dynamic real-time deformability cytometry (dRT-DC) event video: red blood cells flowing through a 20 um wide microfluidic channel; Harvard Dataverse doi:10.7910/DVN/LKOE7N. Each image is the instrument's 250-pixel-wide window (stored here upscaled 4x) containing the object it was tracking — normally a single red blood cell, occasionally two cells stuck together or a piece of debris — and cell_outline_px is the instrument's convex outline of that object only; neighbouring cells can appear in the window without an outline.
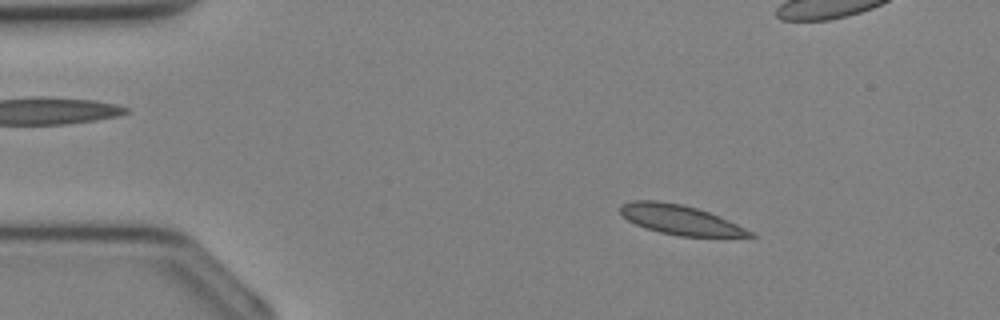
{"species": "Egyptian fruit bat (a non-hibernating species)", "species_latin": "Rousettus aegyptiacus", "temperature_condition": "cold", "stored_images_in_passage": 30, "camera_frame_rate_fps": 3000, "um_per_image_px": 0.085, "animal": {"sex": "female"}, "frame": {"image": 1, "passage_image": 5, "time_ms": 1.333, "image_size_px": [1000, 320], "cell_outline_px": [[756, 236], [680, 236], [660, 232], [644, 228], [628, 220], [620, 212], [620, 204], [632, 200], [656, 200], [680, 204], [696, 208], [720, 216], [752, 232]], "centroid_in_image_um": [57.75, 18.66], "position_along_channel_um": 27.3, "area_um2": 22.02}}
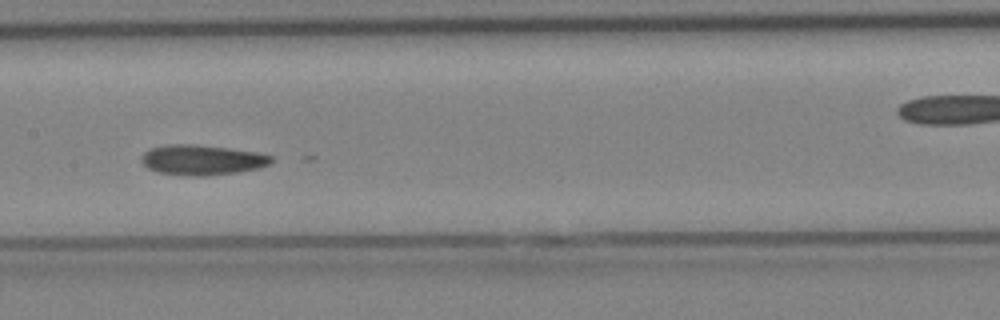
{"frame": {"image": 2, "passage_image": 17, "time_ms": 5.333, "image_size_px": [1000, 320], "cell_outline_px": [[272, 160], [268, 164], [260, 168], [236, 172], [204, 176], [188, 176], [160, 172], [148, 168], [140, 160], [140, 156], [144, 152], [152, 148], [168, 144], [192, 144], [228, 148], [256, 152], [272, 156]], "centroid_in_image_um": [17.15, 13.59], "position_along_channel_um": 190.3, "area_um2": 22.66}}
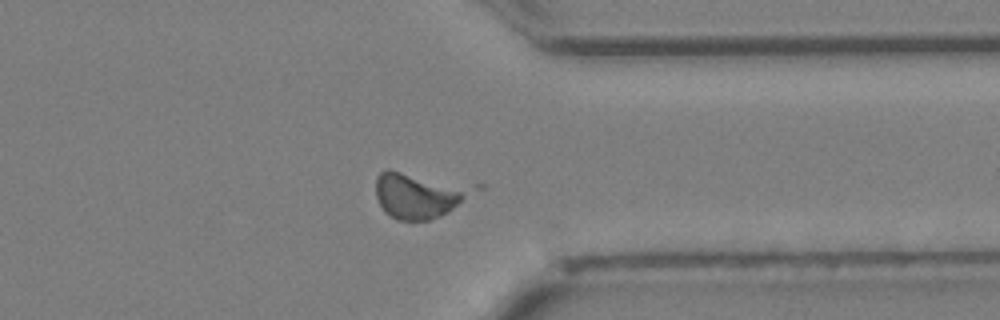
{"frame": {"image": 3, "passage_image": 27, "time_ms": 8.667, "image_size_px": [1000, 320], "cell_outline_px": [[484, 188], [448, 212], [440, 216], [428, 220], [396, 220], [384, 212], [376, 196], [376, 176], [380, 172], [400, 172], [484, 184]], "centroid_in_image_um": [35.78, 16.58], "position_along_channel_um": 375.6, "area_um2": 26.76}}